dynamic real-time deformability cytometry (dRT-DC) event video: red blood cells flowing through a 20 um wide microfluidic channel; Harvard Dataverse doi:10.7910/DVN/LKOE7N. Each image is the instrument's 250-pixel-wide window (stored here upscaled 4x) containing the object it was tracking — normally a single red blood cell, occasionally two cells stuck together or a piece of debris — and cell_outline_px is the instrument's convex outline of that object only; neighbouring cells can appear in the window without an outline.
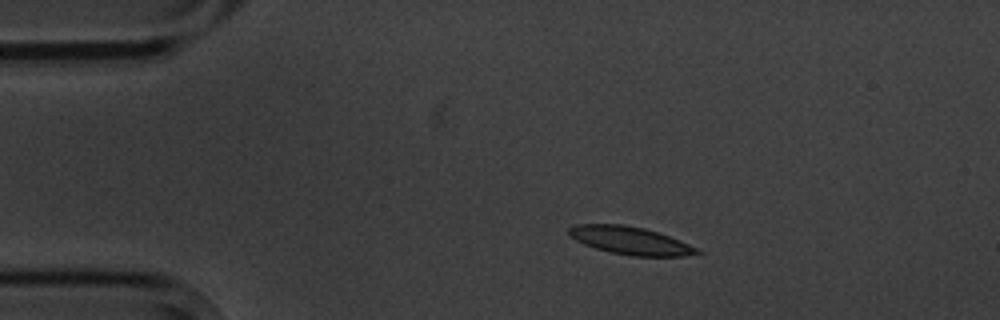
{"species": "common noctule bat (a hibernating species)", "species_latin": "Nyctalus noctula", "temperature_condition": "cold", "stored_images_in_passage": 3, "camera_frame_rate_fps": 3000, "um_per_image_px": 0.085, "animal": {"sex": "male", "body_mass_g": 20.1, "forearm_length_mm": 53.5}, "frame": {"image": 1, "passage_image": 2, "time_ms": 1.333, "image_size_px": [1000, 320], "cell_outline_px": [[704, 252], [688, 256], [632, 256], [608, 252], [584, 244], [568, 236], [568, 228], [576, 224], [624, 224], [644, 228], [680, 240]], "centroid_in_image_um": [53.55, 20.45], "position_along_channel_um": 31.4, "area_um2": 20.81}}